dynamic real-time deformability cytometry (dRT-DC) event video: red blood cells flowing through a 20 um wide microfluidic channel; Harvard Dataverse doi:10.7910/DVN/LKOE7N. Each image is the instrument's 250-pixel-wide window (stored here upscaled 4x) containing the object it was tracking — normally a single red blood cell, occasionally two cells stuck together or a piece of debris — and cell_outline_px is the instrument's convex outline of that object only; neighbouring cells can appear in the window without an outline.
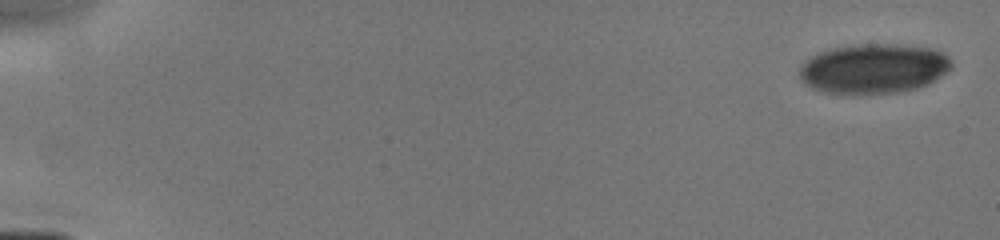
{"species": "human", "species_latin": "Homo sapiens", "temperature_condition": "cold", "stored_images_in_passage": 46, "camera_frame_rate_fps": 3000, "um_per_image_px": 0.085, "donor": {"sex": "male"}, "frame": {"image": 1, "passage_image": 1, "time_ms": 0.0, "image_size_px": [1000, 240], "cell_outline_px": [[952, 68], [928, 84], [916, 88], [896, 92], [852, 96], [824, 92], [812, 88], [804, 84], [800, 76], [800, 68], [804, 60], [828, 48], [852, 44], [896, 44], [932, 48], [944, 52], [952, 60]], "centroid_in_image_um": [74.24, 5.84], "position_along_channel_um": 10.8, "area_um2": 44.91}}
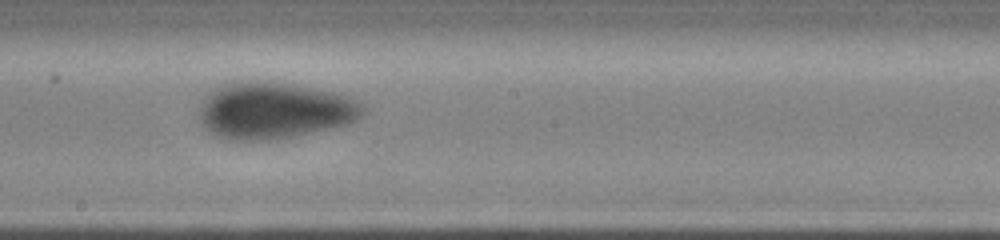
{"frame": {"image": 2, "passage_image": 29, "time_ms": 9.0, "image_size_px": [1000, 240], "cell_outline_px": [[364, 112], [356, 120], [348, 124], [292, 136], [264, 140], [232, 140], [216, 136], [204, 128], [200, 120], [200, 104], [216, 88], [232, 80], [272, 80], [336, 92], [360, 100], [364, 108]], "centroid_in_image_um": [23.31, 9.36], "position_along_channel_um": 224.9, "area_um2": 54.27}}
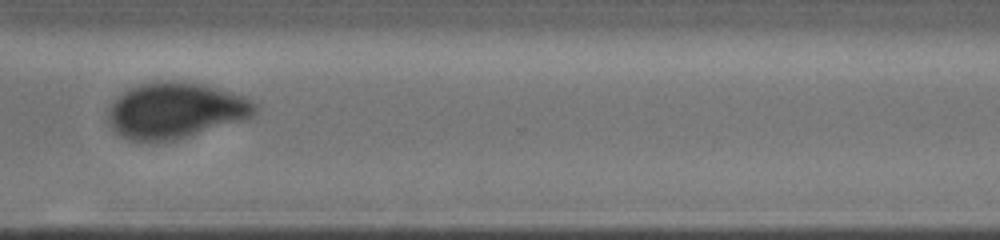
{"frame": {"image": 3, "passage_image": 45, "time_ms": 12.0, "image_size_px": [1000, 240], "cell_outline_px": [[260, 108], [252, 116], [244, 120], [176, 140], [156, 144], [128, 140], [120, 136], [112, 128], [108, 120], [108, 108], [116, 96], [128, 88], [140, 84], [160, 80], [172, 80], [204, 84], [232, 92], [244, 96], [252, 100]], "centroid_in_image_um": [14.89, 9.41], "position_along_channel_um": 355.7, "area_um2": 48.9}}